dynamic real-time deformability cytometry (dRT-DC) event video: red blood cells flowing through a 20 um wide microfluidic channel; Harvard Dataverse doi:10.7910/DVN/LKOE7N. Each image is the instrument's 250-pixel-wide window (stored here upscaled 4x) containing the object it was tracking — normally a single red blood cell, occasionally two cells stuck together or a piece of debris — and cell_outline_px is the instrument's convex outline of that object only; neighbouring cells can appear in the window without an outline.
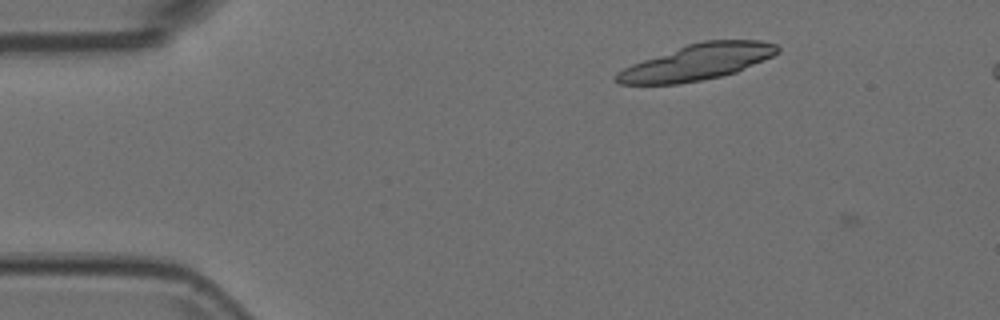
{"species": "Egyptian fruit bat (a non-hibernating species)", "species_latin": "Rousettus aegyptiacus", "temperature_condition": "room temperature", "stored_images_in_passage": 2, "camera_frame_rate_fps": 3000, "um_per_image_px": 0.085, "animal": {"sex": "female"}, "frame": {"image": 1, "passage_image": 1, "time_ms": 0.0, "image_size_px": [1000, 320], "cell_outline_px": [[780, 52], [772, 56], [736, 72], [720, 76], [680, 84], [620, 84], [616, 80], [616, 72], [632, 64], [688, 44], [704, 40], [760, 40], [776, 44], [780, 48]], "centroid_in_image_um": [59.29, 5.27], "position_along_channel_um": 25.7, "area_um2": 33.29}}